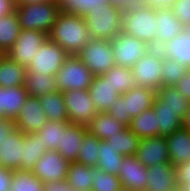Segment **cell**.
Here are the masks:
<instances>
[{"mask_svg":"<svg viewBox=\"0 0 190 191\" xmlns=\"http://www.w3.org/2000/svg\"><path fill=\"white\" fill-rule=\"evenodd\" d=\"M124 9L113 4H102L89 11L85 22L92 39L112 40L122 32Z\"/></svg>","mask_w":190,"mask_h":191,"instance_id":"3957f363","label":"cell"},{"mask_svg":"<svg viewBox=\"0 0 190 191\" xmlns=\"http://www.w3.org/2000/svg\"><path fill=\"white\" fill-rule=\"evenodd\" d=\"M155 96L156 92L154 90L137 85L120 95L108 113L128 127L132 117H136L145 110L152 108Z\"/></svg>","mask_w":190,"mask_h":191,"instance_id":"277c9868","label":"cell"},{"mask_svg":"<svg viewBox=\"0 0 190 191\" xmlns=\"http://www.w3.org/2000/svg\"><path fill=\"white\" fill-rule=\"evenodd\" d=\"M48 38L69 55H77L92 39L84 17L63 11L53 24Z\"/></svg>","mask_w":190,"mask_h":191,"instance_id":"6da1fadb","label":"cell"},{"mask_svg":"<svg viewBox=\"0 0 190 191\" xmlns=\"http://www.w3.org/2000/svg\"><path fill=\"white\" fill-rule=\"evenodd\" d=\"M4 88L0 87V119L4 118Z\"/></svg>","mask_w":190,"mask_h":191,"instance_id":"11a10c76","label":"cell"},{"mask_svg":"<svg viewBox=\"0 0 190 191\" xmlns=\"http://www.w3.org/2000/svg\"><path fill=\"white\" fill-rule=\"evenodd\" d=\"M47 117L39 97L28 96L14 120L15 126L23 134L37 133L47 122Z\"/></svg>","mask_w":190,"mask_h":191,"instance_id":"5bb4252c","label":"cell"},{"mask_svg":"<svg viewBox=\"0 0 190 191\" xmlns=\"http://www.w3.org/2000/svg\"><path fill=\"white\" fill-rule=\"evenodd\" d=\"M59 91L88 90L94 75L77 55H68L55 75Z\"/></svg>","mask_w":190,"mask_h":191,"instance_id":"8992f818","label":"cell"},{"mask_svg":"<svg viewBox=\"0 0 190 191\" xmlns=\"http://www.w3.org/2000/svg\"><path fill=\"white\" fill-rule=\"evenodd\" d=\"M123 155L119 154L106 140L99 143L98 168L106 173L118 175Z\"/></svg>","mask_w":190,"mask_h":191,"instance_id":"836d02e7","label":"cell"},{"mask_svg":"<svg viewBox=\"0 0 190 191\" xmlns=\"http://www.w3.org/2000/svg\"><path fill=\"white\" fill-rule=\"evenodd\" d=\"M48 150L39 140L37 133L24 134L22 145V170L31 171L39 157Z\"/></svg>","mask_w":190,"mask_h":191,"instance_id":"4dcf8cb0","label":"cell"},{"mask_svg":"<svg viewBox=\"0 0 190 191\" xmlns=\"http://www.w3.org/2000/svg\"><path fill=\"white\" fill-rule=\"evenodd\" d=\"M24 134L15 128L0 144V166L13 171L22 170V145Z\"/></svg>","mask_w":190,"mask_h":191,"instance_id":"ac0fdd59","label":"cell"},{"mask_svg":"<svg viewBox=\"0 0 190 191\" xmlns=\"http://www.w3.org/2000/svg\"><path fill=\"white\" fill-rule=\"evenodd\" d=\"M16 128L14 120L3 118L0 119V144H2L8 135Z\"/></svg>","mask_w":190,"mask_h":191,"instance_id":"7dc6e473","label":"cell"},{"mask_svg":"<svg viewBox=\"0 0 190 191\" xmlns=\"http://www.w3.org/2000/svg\"><path fill=\"white\" fill-rule=\"evenodd\" d=\"M120 188L121 184L117 175L103 172L97 167V176L91 191H118Z\"/></svg>","mask_w":190,"mask_h":191,"instance_id":"7bdbcfd3","label":"cell"},{"mask_svg":"<svg viewBox=\"0 0 190 191\" xmlns=\"http://www.w3.org/2000/svg\"><path fill=\"white\" fill-rule=\"evenodd\" d=\"M174 86L190 102V69Z\"/></svg>","mask_w":190,"mask_h":191,"instance_id":"bcb514c9","label":"cell"},{"mask_svg":"<svg viewBox=\"0 0 190 191\" xmlns=\"http://www.w3.org/2000/svg\"><path fill=\"white\" fill-rule=\"evenodd\" d=\"M156 96L164 102V107L173 110H187L189 101L182 96L175 86H162Z\"/></svg>","mask_w":190,"mask_h":191,"instance_id":"ab89813d","label":"cell"},{"mask_svg":"<svg viewBox=\"0 0 190 191\" xmlns=\"http://www.w3.org/2000/svg\"><path fill=\"white\" fill-rule=\"evenodd\" d=\"M151 48L147 43L123 31L112 39L116 66L132 68Z\"/></svg>","mask_w":190,"mask_h":191,"instance_id":"9c48e42d","label":"cell"},{"mask_svg":"<svg viewBox=\"0 0 190 191\" xmlns=\"http://www.w3.org/2000/svg\"><path fill=\"white\" fill-rule=\"evenodd\" d=\"M67 0H52L56 5L62 6Z\"/></svg>","mask_w":190,"mask_h":191,"instance_id":"680465c9","label":"cell"},{"mask_svg":"<svg viewBox=\"0 0 190 191\" xmlns=\"http://www.w3.org/2000/svg\"><path fill=\"white\" fill-rule=\"evenodd\" d=\"M162 86H174L188 72V68L164 57L162 61Z\"/></svg>","mask_w":190,"mask_h":191,"instance_id":"60d3db41","label":"cell"},{"mask_svg":"<svg viewBox=\"0 0 190 191\" xmlns=\"http://www.w3.org/2000/svg\"><path fill=\"white\" fill-rule=\"evenodd\" d=\"M96 176L97 166L90 167L77 162H70L66 182L73 187L74 191H91Z\"/></svg>","mask_w":190,"mask_h":191,"instance_id":"d4e9b609","label":"cell"},{"mask_svg":"<svg viewBox=\"0 0 190 191\" xmlns=\"http://www.w3.org/2000/svg\"><path fill=\"white\" fill-rule=\"evenodd\" d=\"M27 97L24 85L4 88V118L15 120Z\"/></svg>","mask_w":190,"mask_h":191,"instance_id":"e575fe53","label":"cell"},{"mask_svg":"<svg viewBox=\"0 0 190 191\" xmlns=\"http://www.w3.org/2000/svg\"><path fill=\"white\" fill-rule=\"evenodd\" d=\"M102 76L120 95L137 86L131 68L114 66Z\"/></svg>","mask_w":190,"mask_h":191,"instance_id":"d6a6232c","label":"cell"},{"mask_svg":"<svg viewBox=\"0 0 190 191\" xmlns=\"http://www.w3.org/2000/svg\"><path fill=\"white\" fill-rule=\"evenodd\" d=\"M26 68L7 55L0 59V87L11 88L25 84Z\"/></svg>","mask_w":190,"mask_h":191,"instance_id":"83f0119b","label":"cell"},{"mask_svg":"<svg viewBox=\"0 0 190 191\" xmlns=\"http://www.w3.org/2000/svg\"><path fill=\"white\" fill-rule=\"evenodd\" d=\"M44 191H74V189L66 181H64L56 183H46L44 185Z\"/></svg>","mask_w":190,"mask_h":191,"instance_id":"681fc988","label":"cell"},{"mask_svg":"<svg viewBox=\"0 0 190 191\" xmlns=\"http://www.w3.org/2000/svg\"><path fill=\"white\" fill-rule=\"evenodd\" d=\"M162 56L159 48L152 47L131 68L136 85L152 89L155 92L162 87Z\"/></svg>","mask_w":190,"mask_h":191,"instance_id":"ba28073f","label":"cell"},{"mask_svg":"<svg viewBox=\"0 0 190 191\" xmlns=\"http://www.w3.org/2000/svg\"><path fill=\"white\" fill-rule=\"evenodd\" d=\"M181 128L190 132V102L181 122Z\"/></svg>","mask_w":190,"mask_h":191,"instance_id":"db71d44e","label":"cell"},{"mask_svg":"<svg viewBox=\"0 0 190 191\" xmlns=\"http://www.w3.org/2000/svg\"><path fill=\"white\" fill-rule=\"evenodd\" d=\"M15 0H0V17L15 11Z\"/></svg>","mask_w":190,"mask_h":191,"instance_id":"f907efd6","label":"cell"},{"mask_svg":"<svg viewBox=\"0 0 190 191\" xmlns=\"http://www.w3.org/2000/svg\"><path fill=\"white\" fill-rule=\"evenodd\" d=\"M68 121L87 126L98 113L89 90H70L63 92Z\"/></svg>","mask_w":190,"mask_h":191,"instance_id":"30bf717a","label":"cell"},{"mask_svg":"<svg viewBox=\"0 0 190 191\" xmlns=\"http://www.w3.org/2000/svg\"><path fill=\"white\" fill-rule=\"evenodd\" d=\"M122 31L157 48L156 8L141 3L124 9Z\"/></svg>","mask_w":190,"mask_h":191,"instance_id":"7a4b0ae2","label":"cell"},{"mask_svg":"<svg viewBox=\"0 0 190 191\" xmlns=\"http://www.w3.org/2000/svg\"><path fill=\"white\" fill-rule=\"evenodd\" d=\"M153 109L157 113V121L159 127V135L169 136L179 128L186 110H173L164 107L162 102L157 96L153 101Z\"/></svg>","mask_w":190,"mask_h":191,"instance_id":"7402d4cb","label":"cell"},{"mask_svg":"<svg viewBox=\"0 0 190 191\" xmlns=\"http://www.w3.org/2000/svg\"><path fill=\"white\" fill-rule=\"evenodd\" d=\"M68 55L58 44L48 38L38 49L34 58L31 59L26 71L55 76Z\"/></svg>","mask_w":190,"mask_h":191,"instance_id":"8fae6325","label":"cell"},{"mask_svg":"<svg viewBox=\"0 0 190 191\" xmlns=\"http://www.w3.org/2000/svg\"><path fill=\"white\" fill-rule=\"evenodd\" d=\"M185 32L190 35V25L185 27Z\"/></svg>","mask_w":190,"mask_h":191,"instance_id":"94428289","label":"cell"},{"mask_svg":"<svg viewBox=\"0 0 190 191\" xmlns=\"http://www.w3.org/2000/svg\"><path fill=\"white\" fill-rule=\"evenodd\" d=\"M86 132V126L72 123L63 130L61 145L58 146L57 152L60 153L69 163L77 161L81 143Z\"/></svg>","mask_w":190,"mask_h":191,"instance_id":"d6986e66","label":"cell"},{"mask_svg":"<svg viewBox=\"0 0 190 191\" xmlns=\"http://www.w3.org/2000/svg\"><path fill=\"white\" fill-rule=\"evenodd\" d=\"M13 170L0 166V191H10Z\"/></svg>","mask_w":190,"mask_h":191,"instance_id":"c3c4849f","label":"cell"},{"mask_svg":"<svg viewBox=\"0 0 190 191\" xmlns=\"http://www.w3.org/2000/svg\"><path fill=\"white\" fill-rule=\"evenodd\" d=\"M94 76H100L116 66L112 40L91 39L77 54Z\"/></svg>","mask_w":190,"mask_h":191,"instance_id":"52a82bcc","label":"cell"},{"mask_svg":"<svg viewBox=\"0 0 190 191\" xmlns=\"http://www.w3.org/2000/svg\"><path fill=\"white\" fill-rule=\"evenodd\" d=\"M48 39V34L37 30H21L15 44L6 55L27 68L38 49Z\"/></svg>","mask_w":190,"mask_h":191,"instance_id":"7c38bea8","label":"cell"},{"mask_svg":"<svg viewBox=\"0 0 190 191\" xmlns=\"http://www.w3.org/2000/svg\"><path fill=\"white\" fill-rule=\"evenodd\" d=\"M143 4H148L154 8H166L170 7L173 0H142Z\"/></svg>","mask_w":190,"mask_h":191,"instance_id":"f5cc1de1","label":"cell"},{"mask_svg":"<svg viewBox=\"0 0 190 191\" xmlns=\"http://www.w3.org/2000/svg\"><path fill=\"white\" fill-rule=\"evenodd\" d=\"M44 183L27 170L13 172L10 191H44Z\"/></svg>","mask_w":190,"mask_h":191,"instance_id":"f35d334b","label":"cell"},{"mask_svg":"<svg viewBox=\"0 0 190 191\" xmlns=\"http://www.w3.org/2000/svg\"><path fill=\"white\" fill-rule=\"evenodd\" d=\"M70 124L69 121H47L44 126L37 132L39 140L48 151H57L61 145L63 130Z\"/></svg>","mask_w":190,"mask_h":191,"instance_id":"8d00e7d4","label":"cell"},{"mask_svg":"<svg viewBox=\"0 0 190 191\" xmlns=\"http://www.w3.org/2000/svg\"><path fill=\"white\" fill-rule=\"evenodd\" d=\"M118 191H133L130 188L121 187Z\"/></svg>","mask_w":190,"mask_h":191,"instance_id":"91938a15","label":"cell"},{"mask_svg":"<svg viewBox=\"0 0 190 191\" xmlns=\"http://www.w3.org/2000/svg\"><path fill=\"white\" fill-rule=\"evenodd\" d=\"M166 139L170 162L175 167L190 161V132L179 128Z\"/></svg>","mask_w":190,"mask_h":191,"instance_id":"603a6c76","label":"cell"},{"mask_svg":"<svg viewBox=\"0 0 190 191\" xmlns=\"http://www.w3.org/2000/svg\"><path fill=\"white\" fill-rule=\"evenodd\" d=\"M88 90L98 112H108L120 97V94L114 91L112 85L102 75L93 77Z\"/></svg>","mask_w":190,"mask_h":191,"instance_id":"44dd1931","label":"cell"},{"mask_svg":"<svg viewBox=\"0 0 190 191\" xmlns=\"http://www.w3.org/2000/svg\"><path fill=\"white\" fill-rule=\"evenodd\" d=\"M176 174L179 187L190 184V161L176 166Z\"/></svg>","mask_w":190,"mask_h":191,"instance_id":"f6af8a7d","label":"cell"},{"mask_svg":"<svg viewBox=\"0 0 190 191\" xmlns=\"http://www.w3.org/2000/svg\"><path fill=\"white\" fill-rule=\"evenodd\" d=\"M69 162L57 151H47L41 155L31 170L44 184L64 182Z\"/></svg>","mask_w":190,"mask_h":191,"instance_id":"4fadbf2b","label":"cell"},{"mask_svg":"<svg viewBox=\"0 0 190 191\" xmlns=\"http://www.w3.org/2000/svg\"><path fill=\"white\" fill-rule=\"evenodd\" d=\"M87 131L100 140H105L108 136L117 134L127 128L126 125L113 118L108 112H98L86 126Z\"/></svg>","mask_w":190,"mask_h":191,"instance_id":"484cf974","label":"cell"},{"mask_svg":"<svg viewBox=\"0 0 190 191\" xmlns=\"http://www.w3.org/2000/svg\"><path fill=\"white\" fill-rule=\"evenodd\" d=\"M102 4H109L108 0H67L61 9L63 12L84 17L89 11L95 10Z\"/></svg>","mask_w":190,"mask_h":191,"instance_id":"b9f144b4","label":"cell"},{"mask_svg":"<svg viewBox=\"0 0 190 191\" xmlns=\"http://www.w3.org/2000/svg\"><path fill=\"white\" fill-rule=\"evenodd\" d=\"M52 0H15L16 4H33V3H46Z\"/></svg>","mask_w":190,"mask_h":191,"instance_id":"9f6ffc18","label":"cell"},{"mask_svg":"<svg viewBox=\"0 0 190 191\" xmlns=\"http://www.w3.org/2000/svg\"><path fill=\"white\" fill-rule=\"evenodd\" d=\"M20 32L21 27L15 11L0 17V51L4 55L15 44Z\"/></svg>","mask_w":190,"mask_h":191,"instance_id":"f546056e","label":"cell"},{"mask_svg":"<svg viewBox=\"0 0 190 191\" xmlns=\"http://www.w3.org/2000/svg\"><path fill=\"white\" fill-rule=\"evenodd\" d=\"M128 128L140 139H146L159 135L157 113L152 108L145 110L140 115L132 117Z\"/></svg>","mask_w":190,"mask_h":191,"instance_id":"f1b7e54d","label":"cell"},{"mask_svg":"<svg viewBox=\"0 0 190 191\" xmlns=\"http://www.w3.org/2000/svg\"><path fill=\"white\" fill-rule=\"evenodd\" d=\"M61 6L53 2L16 4L15 13L21 30H37L49 34L57 21Z\"/></svg>","mask_w":190,"mask_h":191,"instance_id":"5b68a950","label":"cell"},{"mask_svg":"<svg viewBox=\"0 0 190 191\" xmlns=\"http://www.w3.org/2000/svg\"><path fill=\"white\" fill-rule=\"evenodd\" d=\"M4 56V54L0 51V59Z\"/></svg>","mask_w":190,"mask_h":191,"instance_id":"6125c7cd","label":"cell"},{"mask_svg":"<svg viewBox=\"0 0 190 191\" xmlns=\"http://www.w3.org/2000/svg\"><path fill=\"white\" fill-rule=\"evenodd\" d=\"M179 191H190V184H184L182 187H179Z\"/></svg>","mask_w":190,"mask_h":191,"instance_id":"6f0895ef","label":"cell"},{"mask_svg":"<svg viewBox=\"0 0 190 191\" xmlns=\"http://www.w3.org/2000/svg\"><path fill=\"white\" fill-rule=\"evenodd\" d=\"M48 121H68L63 92L55 91L39 97Z\"/></svg>","mask_w":190,"mask_h":191,"instance_id":"1f68e13d","label":"cell"},{"mask_svg":"<svg viewBox=\"0 0 190 191\" xmlns=\"http://www.w3.org/2000/svg\"><path fill=\"white\" fill-rule=\"evenodd\" d=\"M119 174L121 187L145 191L149 179L147 167L135 155L123 156Z\"/></svg>","mask_w":190,"mask_h":191,"instance_id":"9a60e30c","label":"cell"},{"mask_svg":"<svg viewBox=\"0 0 190 191\" xmlns=\"http://www.w3.org/2000/svg\"><path fill=\"white\" fill-rule=\"evenodd\" d=\"M24 86L28 96L34 97H40L59 91L58 83L54 75H41L33 71H26Z\"/></svg>","mask_w":190,"mask_h":191,"instance_id":"4316f807","label":"cell"},{"mask_svg":"<svg viewBox=\"0 0 190 191\" xmlns=\"http://www.w3.org/2000/svg\"><path fill=\"white\" fill-rule=\"evenodd\" d=\"M157 48L185 31L183 23L179 22L169 7L156 8Z\"/></svg>","mask_w":190,"mask_h":191,"instance_id":"ffe728a7","label":"cell"},{"mask_svg":"<svg viewBox=\"0 0 190 191\" xmlns=\"http://www.w3.org/2000/svg\"><path fill=\"white\" fill-rule=\"evenodd\" d=\"M105 140L119 154L126 156L136 154L141 139L127 127L122 131H117V134L113 136H108Z\"/></svg>","mask_w":190,"mask_h":191,"instance_id":"d590c367","label":"cell"},{"mask_svg":"<svg viewBox=\"0 0 190 191\" xmlns=\"http://www.w3.org/2000/svg\"><path fill=\"white\" fill-rule=\"evenodd\" d=\"M149 179L145 191H179L176 167L171 163H157L147 167Z\"/></svg>","mask_w":190,"mask_h":191,"instance_id":"e0dca14e","label":"cell"},{"mask_svg":"<svg viewBox=\"0 0 190 191\" xmlns=\"http://www.w3.org/2000/svg\"><path fill=\"white\" fill-rule=\"evenodd\" d=\"M159 49L163 57L175 60L190 69V35L185 31L176 35Z\"/></svg>","mask_w":190,"mask_h":191,"instance_id":"cb8c5ba5","label":"cell"},{"mask_svg":"<svg viewBox=\"0 0 190 191\" xmlns=\"http://www.w3.org/2000/svg\"><path fill=\"white\" fill-rule=\"evenodd\" d=\"M135 156L146 167L170 162L166 136L141 139Z\"/></svg>","mask_w":190,"mask_h":191,"instance_id":"2e32d148","label":"cell"},{"mask_svg":"<svg viewBox=\"0 0 190 191\" xmlns=\"http://www.w3.org/2000/svg\"><path fill=\"white\" fill-rule=\"evenodd\" d=\"M100 141V139L87 131L81 143L79 156L76 162L90 167L98 166Z\"/></svg>","mask_w":190,"mask_h":191,"instance_id":"74e56055","label":"cell"},{"mask_svg":"<svg viewBox=\"0 0 190 191\" xmlns=\"http://www.w3.org/2000/svg\"><path fill=\"white\" fill-rule=\"evenodd\" d=\"M108 3L122 9H127L129 7L135 6L136 4H141L142 0H108Z\"/></svg>","mask_w":190,"mask_h":191,"instance_id":"816d5d0a","label":"cell"},{"mask_svg":"<svg viewBox=\"0 0 190 191\" xmlns=\"http://www.w3.org/2000/svg\"><path fill=\"white\" fill-rule=\"evenodd\" d=\"M169 8L185 27L190 25V0H173Z\"/></svg>","mask_w":190,"mask_h":191,"instance_id":"ee69618b","label":"cell"}]
</instances>
